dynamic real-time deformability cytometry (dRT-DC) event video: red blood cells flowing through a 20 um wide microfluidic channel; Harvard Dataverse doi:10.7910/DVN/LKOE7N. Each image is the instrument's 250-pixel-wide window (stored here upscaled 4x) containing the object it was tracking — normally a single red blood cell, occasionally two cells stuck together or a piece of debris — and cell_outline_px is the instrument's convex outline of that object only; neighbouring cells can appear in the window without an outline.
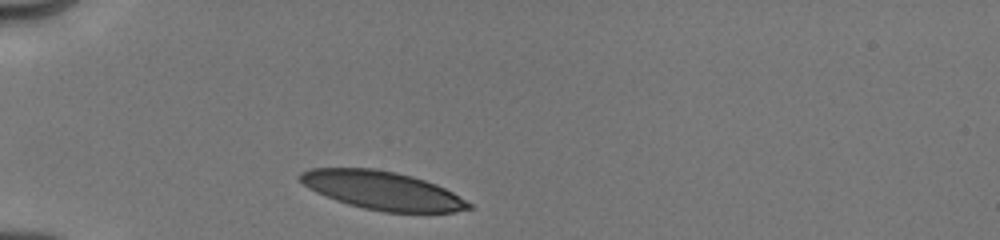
{"species": "human", "species_latin": "Homo sapiens", "temperature_condition": "cold", "stored_images_in_passage": 3, "camera_frame_rate_fps": 3000, "um_per_image_px": 0.085, "donor": {"sex": "male"}, "frame": {"image": 1, "passage_image": 1, "time_ms": 0.0, "image_size_px": [1000, 240], "cell_outline_px": [[472, 208], [456, 212], [384, 212], [364, 208], [348, 204], [336, 200], [316, 192], [308, 188], [296, 176], [300, 172], [308, 168], [376, 168], [396, 172], [412, 176], [436, 184], [452, 192], [472, 204]], "centroid_in_image_um": [32.47, 16.18], "position_along_channel_um": 52.5, "area_um2": 37.69}}